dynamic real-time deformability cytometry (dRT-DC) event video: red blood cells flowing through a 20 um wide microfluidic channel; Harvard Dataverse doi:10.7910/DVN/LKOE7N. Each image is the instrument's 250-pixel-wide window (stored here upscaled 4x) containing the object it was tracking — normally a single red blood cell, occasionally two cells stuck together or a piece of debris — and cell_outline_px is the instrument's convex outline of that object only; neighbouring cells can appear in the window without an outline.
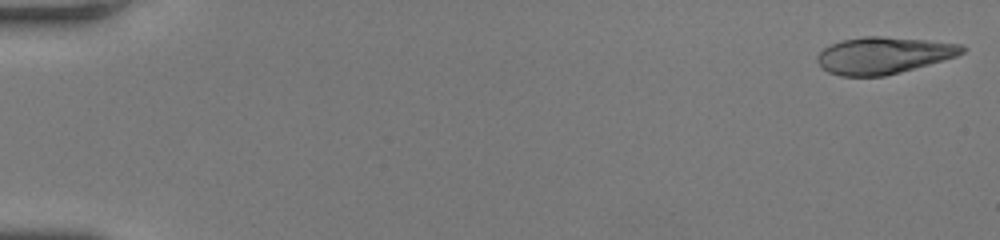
{"species": "human", "species_latin": "Homo sapiens", "temperature_condition": "room temperature", "stored_images_in_passage": 58, "camera_frame_rate_fps": 3000, "um_per_image_px": 0.085, "donor": {"sex": "female"}, "frame": {"image": 1, "passage_image": 1, "time_ms": 0.0, "image_size_px": [1000, 240], "cell_outline_px": [[968, 48], [964, 52], [956, 56], [900, 72], [884, 76], [840, 76], [828, 72], [816, 60], [816, 56], [824, 48], [840, 40], [864, 36], [880, 36], [928, 40], [964, 44]], "centroid_in_image_um": [75.11, 4.69], "position_along_channel_um": 9.9, "area_um2": 31.04}}
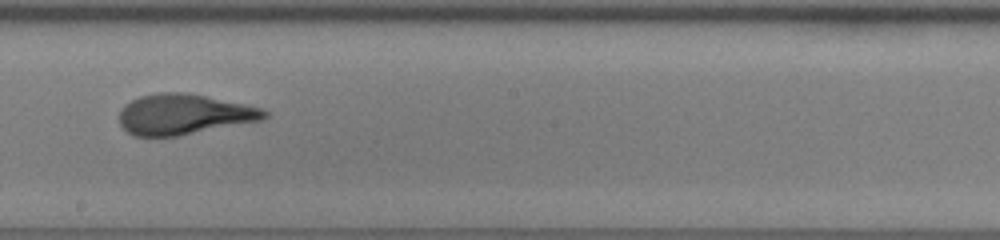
{"frame": {"image": 2, "passage_image": 34, "time_ms": 11.0, "image_size_px": [1000, 240], "cell_outline_px": [[268, 116], [264, 120], [180, 136], [132, 136], [120, 124], [120, 108], [124, 104], [140, 96], [160, 92], [184, 92], [264, 108], [268, 112]], "centroid_in_image_um": [15.65, 9.73], "position_along_channel_um": 232.6, "area_um2": 34.39}}
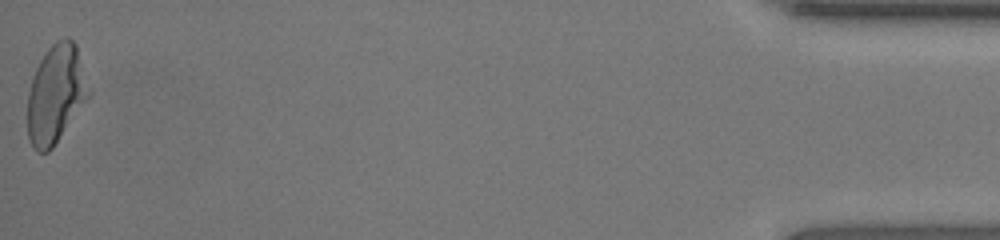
{"frame": {"image": 3, "passage_image": 58, "time_ms": 19.0, "image_size_px": [1000, 240], "cell_outline_px": [[92, 92], [52, 148], [48, 152], [36, 152], [32, 148], [28, 136], [28, 92], [32, 76], [40, 60], [48, 48], [56, 40], [64, 36], [68, 36], [76, 44], [92, 88]], "centroid_in_image_um": [4.77, 7.96], "position_along_channel_um": 430.4, "area_um2": 35.43}, "authors_computed_cell_mechanics": {"area_um2": 34.3621, "velocity_mm_per_s": 3.5895, "shape_relaxation_time_tau1_ms": 7.0536, "shape_relaxation_time_tau2_ms": 1.1574, "deformation_change_tau1": 0.2484, "deformation_change_tau2": 0.103}}